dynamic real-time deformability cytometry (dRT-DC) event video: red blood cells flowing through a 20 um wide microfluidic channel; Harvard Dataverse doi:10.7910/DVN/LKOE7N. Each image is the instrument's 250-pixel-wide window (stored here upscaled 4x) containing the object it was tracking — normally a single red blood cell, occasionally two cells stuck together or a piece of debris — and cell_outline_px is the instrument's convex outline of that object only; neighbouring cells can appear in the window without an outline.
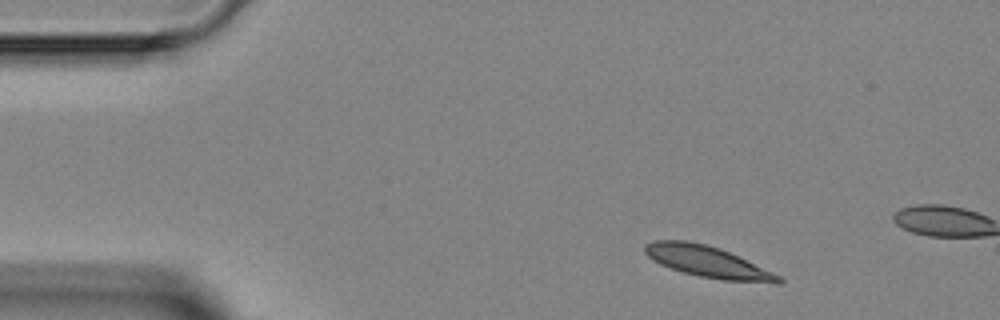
{"species": "Egyptian fruit bat (a non-hibernating species)", "species_latin": "Rousettus aegyptiacus", "temperature_condition": "room temperature", "stored_images_in_passage": 3, "camera_frame_rate_fps": 3000, "um_per_image_px": 0.085, "animal": {"sex": "female"}, "frame": {"image": 1, "passage_image": 1, "time_ms": 0.0, "image_size_px": [1000, 320], "cell_outline_px": [[784, 284], [776, 284], [724, 280], [700, 276], [684, 272], [660, 264], [652, 260], [644, 252], [644, 244], [652, 240], [684, 240], [704, 244], [720, 248], [772, 272], [780, 276], [784, 280]], "centroid_in_image_um": [60.15, 22.26], "position_along_channel_um": 24.8, "area_um2": 24.22}}